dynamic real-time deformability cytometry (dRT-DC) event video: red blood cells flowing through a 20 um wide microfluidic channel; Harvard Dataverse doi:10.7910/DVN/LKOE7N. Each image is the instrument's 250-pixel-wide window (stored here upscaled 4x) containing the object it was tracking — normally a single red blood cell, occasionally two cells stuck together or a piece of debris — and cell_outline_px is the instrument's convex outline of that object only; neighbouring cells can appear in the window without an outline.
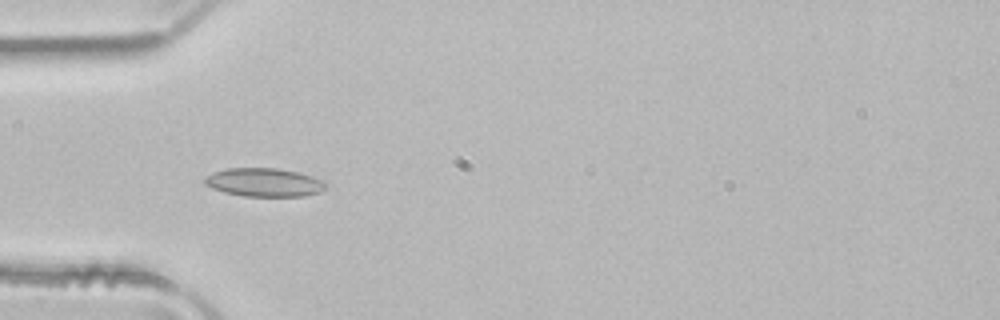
{"species": "common noctule bat (a hibernating species)", "species_latin": "Nyctalus noctula", "temperature_condition": "room temperature", "stored_images_in_passage": 39, "camera_frame_rate_fps": 3000, "um_per_image_px": 0.085, "animal": {"sex": "male", "body_mass_g": 21.5, "forearm_length_mm": 52.0}, "frame": {"image": 1, "passage_image": 4, "time_ms": 1.0, "image_size_px": [1000, 320], "cell_outline_px": [[324, 188], [320, 192], [304, 196], [244, 196], [224, 192], [212, 188], [204, 184], [204, 176], [212, 172], [224, 168], [280, 168], [300, 172], [324, 180]], "centroid_in_image_um": [22.42, 15.49], "position_along_channel_um": 62.6, "area_um2": 20.29}}
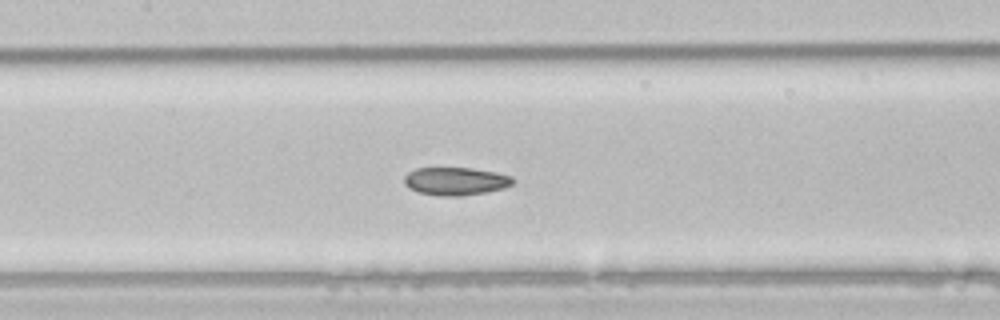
{"frame": {"image": 2, "passage_image": 12, "time_ms": 3.667, "image_size_px": [1000, 320], "cell_outline_px": [[512, 184], [504, 188], [484, 192], [460, 196], [440, 196], [416, 192], [408, 188], [404, 184], [404, 176], [408, 172], [416, 168], [472, 168], [496, 172], [512, 176]], "centroid_in_image_um": [38.68, 15.4], "position_along_channel_um": 168.7, "area_um2": 17.74}}
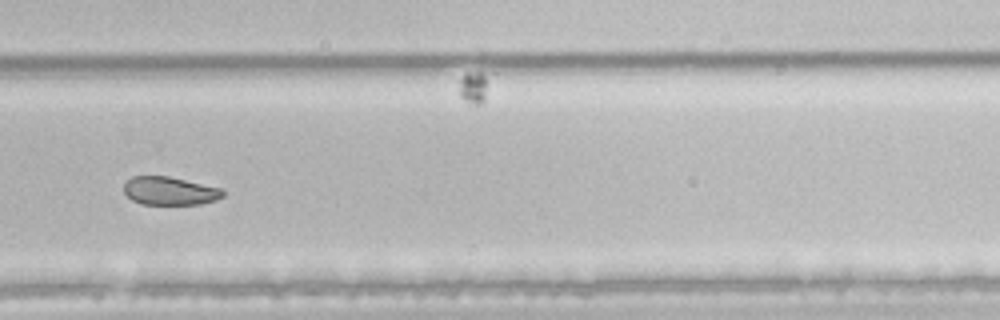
{"frame": {"image": 3, "passage_image": 23, "time_ms": 7.333, "image_size_px": [1000, 320], "cell_outline_px": [[224, 196], [216, 200], [200, 204], [140, 204], [132, 200], [124, 192], [124, 184], [132, 176], [168, 176], [220, 188], [224, 192]], "centroid_in_image_um": [14.41, 16.23], "position_along_channel_um": 315.4, "area_um2": 16.18}, "authors_computed_cell_mechanics": {"area_um2": 18.6116, "velocity_mm_per_s": 4.0199, "shape_relaxation_time_tau1_ms": 7.6909, "shape_relaxation_time_tau2_ms": 2.4444, "deformation_change_tau1": 0.1303, "deformation_change_tau2": 0.0702}}